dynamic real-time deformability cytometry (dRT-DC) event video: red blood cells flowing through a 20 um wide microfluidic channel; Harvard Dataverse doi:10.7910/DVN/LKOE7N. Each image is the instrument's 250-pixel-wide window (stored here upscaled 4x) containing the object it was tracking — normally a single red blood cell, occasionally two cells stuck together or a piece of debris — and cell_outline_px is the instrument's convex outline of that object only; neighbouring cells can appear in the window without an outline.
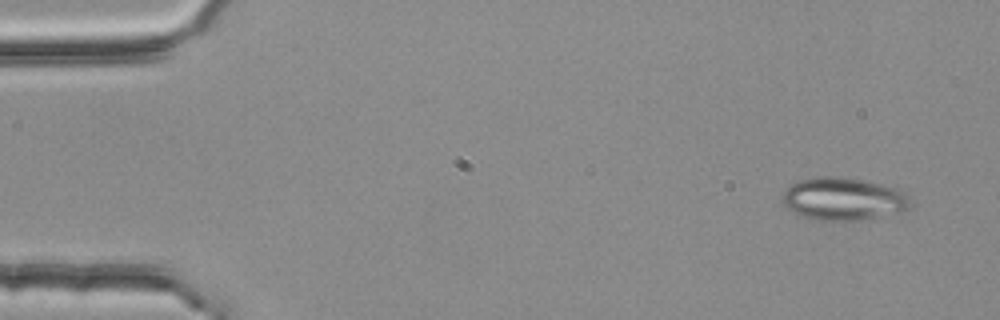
{"species": "common noctule bat (a hibernating species)", "species_latin": "Nyctalus noctula", "temperature_condition": "room temperature", "stored_images_in_passage": 3, "camera_frame_rate_fps": 3000, "um_per_image_px": 0.085, "animal": {"sex": "female", "body_mass_g": 25.1}, "frame": {"image": 1, "passage_image": 1, "time_ms": 0.0, "image_size_px": [1000, 320], "cell_outline_px": [[912, 204], [904, 212], [860, 220], [816, 220], [804, 216], [788, 208], [780, 200], [784, 192], [796, 180], [820, 176], [840, 176], [880, 184], [896, 188], [904, 192], [912, 200]], "centroid_in_image_um": [71.71, 16.9], "position_along_channel_um": 13.3, "area_um2": 31.91}}